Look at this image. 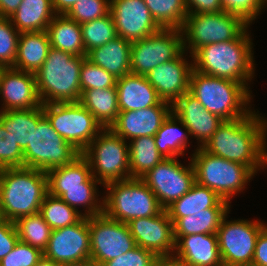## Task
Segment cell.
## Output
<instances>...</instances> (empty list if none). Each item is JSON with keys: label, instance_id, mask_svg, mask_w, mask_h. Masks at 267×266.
I'll list each match as a JSON object with an SVG mask.
<instances>
[{"label": "cell", "instance_id": "cell-6", "mask_svg": "<svg viewBox=\"0 0 267 266\" xmlns=\"http://www.w3.org/2000/svg\"><path fill=\"white\" fill-rule=\"evenodd\" d=\"M103 213L111 219L128 223L136 218L158 215L160 206L153 191L141 178H129L104 185Z\"/></svg>", "mask_w": 267, "mask_h": 266}, {"label": "cell", "instance_id": "cell-28", "mask_svg": "<svg viewBox=\"0 0 267 266\" xmlns=\"http://www.w3.org/2000/svg\"><path fill=\"white\" fill-rule=\"evenodd\" d=\"M50 48L46 31L20 33L17 57L12 68L35 74L43 65Z\"/></svg>", "mask_w": 267, "mask_h": 266}, {"label": "cell", "instance_id": "cell-5", "mask_svg": "<svg viewBox=\"0 0 267 266\" xmlns=\"http://www.w3.org/2000/svg\"><path fill=\"white\" fill-rule=\"evenodd\" d=\"M85 58L50 48L43 65L35 73L42 104L80 101V70Z\"/></svg>", "mask_w": 267, "mask_h": 266}, {"label": "cell", "instance_id": "cell-37", "mask_svg": "<svg viewBox=\"0 0 267 266\" xmlns=\"http://www.w3.org/2000/svg\"><path fill=\"white\" fill-rule=\"evenodd\" d=\"M144 2L161 28L182 29L188 14L185 0H144Z\"/></svg>", "mask_w": 267, "mask_h": 266}, {"label": "cell", "instance_id": "cell-51", "mask_svg": "<svg viewBox=\"0 0 267 266\" xmlns=\"http://www.w3.org/2000/svg\"><path fill=\"white\" fill-rule=\"evenodd\" d=\"M21 2L22 0H0V17H11Z\"/></svg>", "mask_w": 267, "mask_h": 266}, {"label": "cell", "instance_id": "cell-13", "mask_svg": "<svg viewBox=\"0 0 267 266\" xmlns=\"http://www.w3.org/2000/svg\"><path fill=\"white\" fill-rule=\"evenodd\" d=\"M180 29L161 28L131 45V73L146 76L160 64L175 59L183 51Z\"/></svg>", "mask_w": 267, "mask_h": 266}, {"label": "cell", "instance_id": "cell-9", "mask_svg": "<svg viewBox=\"0 0 267 266\" xmlns=\"http://www.w3.org/2000/svg\"><path fill=\"white\" fill-rule=\"evenodd\" d=\"M248 25L240 16L225 11L187 14L181 29L183 49L191 56L200 47L236 39Z\"/></svg>", "mask_w": 267, "mask_h": 266}, {"label": "cell", "instance_id": "cell-30", "mask_svg": "<svg viewBox=\"0 0 267 266\" xmlns=\"http://www.w3.org/2000/svg\"><path fill=\"white\" fill-rule=\"evenodd\" d=\"M55 16L51 0H22L9 18L18 32L22 33L46 31Z\"/></svg>", "mask_w": 267, "mask_h": 266}, {"label": "cell", "instance_id": "cell-31", "mask_svg": "<svg viewBox=\"0 0 267 266\" xmlns=\"http://www.w3.org/2000/svg\"><path fill=\"white\" fill-rule=\"evenodd\" d=\"M79 102L95 117L103 128H110L119 114L116 87L85 90L81 93Z\"/></svg>", "mask_w": 267, "mask_h": 266}, {"label": "cell", "instance_id": "cell-38", "mask_svg": "<svg viewBox=\"0 0 267 266\" xmlns=\"http://www.w3.org/2000/svg\"><path fill=\"white\" fill-rule=\"evenodd\" d=\"M14 223L19 241L39 248L42 252L46 249L52 229L40 213L21 217Z\"/></svg>", "mask_w": 267, "mask_h": 266}, {"label": "cell", "instance_id": "cell-39", "mask_svg": "<svg viewBox=\"0 0 267 266\" xmlns=\"http://www.w3.org/2000/svg\"><path fill=\"white\" fill-rule=\"evenodd\" d=\"M81 28L86 54L118 36L110 12L106 16L81 24Z\"/></svg>", "mask_w": 267, "mask_h": 266}, {"label": "cell", "instance_id": "cell-2", "mask_svg": "<svg viewBox=\"0 0 267 266\" xmlns=\"http://www.w3.org/2000/svg\"><path fill=\"white\" fill-rule=\"evenodd\" d=\"M248 29L234 40L198 48L191 55L193 69L208 76L240 82L249 90L248 82L255 76V60Z\"/></svg>", "mask_w": 267, "mask_h": 266}, {"label": "cell", "instance_id": "cell-12", "mask_svg": "<svg viewBox=\"0 0 267 266\" xmlns=\"http://www.w3.org/2000/svg\"><path fill=\"white\" fill-rule=\"evenodd\" d=\"M226 214L217 231L218 246L223 266L251 264L262 228L261 220H227Z\"/></svg>", "mask_w": 267, "mask_h": 266}, {"label": "cell", "instance_id": "cell-47", "mask_svg": "<svg viewBox=\"0 0 267 266\" xmlns=\"http://www.w3.org/2000/svg\"><path fill=\"white\" fill-rule=\"evenodd\" d=\"M159 257L148 249L140 246L105 262L102 266H154Z\"/></svg>", "mask_w": 267, "mask_h": 266}, {"label": "cell", "instance_id": "cell-20", "mask_svg": "<svg viewBox=\"0 0 267 266\" xmlns=\"http://www.w3.org/2000/svg\"><path fill=\"white\" fill-rule=\"evenodd\" d=\"M183 50L175 59L158 65L145 77L159 97L170 104L189 91L193 62L186 60Z\"/></svg>", "mask_w": 267, "mask_h": 266}, {"label": "cell", "instance_id": "cell-3", "mask_svg": "<svg viewBox=\"0 0 267 266\" xmlns=\"http://www.w3.org/2000/svg\"><path fill=\"white\" fill-rule=\"evenodd\" d=\"M47 194L45 171L27 167L0 169L1 218L16 222L21 217L39 213Z\"/></svg>", "mask_w": 267, "mask_h": 266}, {"label": "cell", "instance_id": "cell-42", "mask_svg": "<svg viewBox=\"0 0 267 266\" xmlns=\"http://www.w3.org/2000/svg\"><path fill=\"white\" fill-rule=\"evenodd\" d=\"M116 78L105 69L85 58L80 70L81 93L88 89L116 87Z\"/></svg>", "mask_w": 267, "mask_h": 266}, {"label": "cell", "instance_id": "cell-35", "mask_svg": "<svg viewBox=\"0 0 267 266\" xmlns=\"http://www.w3.org/2000/svg\"><path fill=\"white\" fill-rule=\"evenodd\" d=\"M130 178H141L163 159L154 136H142L129 141Z\"/></svg>", "mask_w": 267, "mask_h": 266}, {"label": "cell", "instance_id": "cell-45", "mask_svg": "<svg viewBox=\"0 0 267 266\" xmlns=\"http://www.w3.org/2000/svg\"><path fill=\"white\" fill-rule=\"evenodd\" d=\"M220 2L223 11L240 16L249 26L267 4V0H220Z\"/></svg>", "mask_w": 267, "mask_h": 266}, {"label": "cell", "instance_id": "cell-29", "mask_svg": "<svg viewBox=\"0 0 267 266\" xmlns=\"http://www.w3.org/2000/svg\"><path fill=\"white\" fill-rule=\"evenodd\" d=\"M46 32L52 48L75 56H87L83 45L81 25L66 14H56Z\"/></svg>", "mask_w": 267, "mask_h": 266}, {"label": "cell", "instance_id": "cell-33", "mask_svg": "<svg viewBox=\"0 0 267 266\" xmlns=\"http://www.w3.org/2000/svg\"><path fill=\"white\" fill-rule=\"evenodd\" d=\"M181 128H184L185 131L183 132ZM188 136H190L189 130L171 112L156 132L154 139L156 147L163 158H178V156L183 157L185 155L184 151L189 144Z\"/></svg>", "mask_w": 267, "mask_h": 266}, {"label": "cell", "instance_id": "cell-34", "mask_svg": "<svg viewBox=\"0 0 267 266\" xmlns=\"http://www.w3.org/2000/svg\"><path fill=\"white\" fill-rule=\"evenodd\" d=\"M229 212L230 208H207L183 218H170L174 236L217 234L223 217Z\"/></svg>", "mask_w": 267, "mask_h": 266}, {"label": "cell", "instance_id": "cell-36", "mask_svg": "<svg viewBox=\"0 0 267 266\" xmlns=\"http://www.w3.org/2000/svg\"><path fill=\"white\" fill-rule=\"evenodd\" d=\"M39 213L52 230L74 225L84 217L81 211L49 193L45 196Z\"/></svg>", "mask_w": 267, "mask_h": 266}, {"label": "cell", "instance_id": "cell-1", "mask_svg": "<svg viewBox=\"0 0 267 266\" xmlns=\"http://www.w3.org/2000/svg\"><path fill=\"white\" fill-rule=\"evenodd\" d=\"M258 113L254 110L246 117L223 121L202 148L246 165L256 175L267 166V118Z\"/></svg>", "mask_w": 267, "mask_h": 266}, {"label": "cell", "instance_id": "cell-14", "mask_svg": "<svg viewBox=\"0 0 267 266\" xmlns=\"http://www.w3.org/2000/svg\"><path fill=\"white\" fill-rule=\"evenodd\" d=\"M90 259L102 266L136 247L128 224L114 220L104 213L89 217Z\"/></svg>", "mask_w": 267, "mask_h": 266}, {"label": "cell", "instance_id": "cell-18", "mask_svg": "<svg viewBox=\"0 0 267 266\" xmlns=\"http://www.w3.org/2000/svg\"><path fill=\"white\" fill-rule=\"evenodd\" d=\"M127 224L137 246L153 251L158 257L173 256V222L166 210L155 216L133 219Z\"/></svg>", "mask_w": 267, "mask_h": 266}, {"label": "cell", "instance_id": "cell-26", "mask_svg": "<svg viewBox=\"0 0 267 266\" xmlns=\"http://www.w3.org/2000/svg\"><path fill=\"white\" fill-rule=\"evenodd\" d=\"M131 45L132 42L117 36L108 43L90 50L86 58L117 79L131 73Z\"/></svg>", "mask_w": 267, "mask_h": 266}, {"label": "cell", "instance_id": "cell-16", "mask_svg": "<svg viewBox=\"0 0 267 266\" xmlns=\"http://www.w3.org/2000/svg\"><path fill=\"white\" fill-rule=\"evenodd\" d=\"M43 255L57 264L90 259L89 217L78 223L52 230Z\"/></svg>", "mask_w": 267, "mask_h": 266}, {"label": "cell", "instance_id": "cell-21", "mask_svg": "<svg viewBox=\"0 0 267 266\" xmlns=\"http://www.w3.org/2000/svg\"><path fill=\"white\" fill-rule=\"evenodd\" d=\"M171 112L172 104L166 101L141 110L121 111L110 129L125 141L142 136H155Z\"/></svg>", "mask_w": 267, "mask_h": 266}, {"label": "cell", "instance_id": "cell-40", "mask_svg": "<svg viewBox=\"0 0 267 266\" xmlns=\"http://www.w3.org/2000/svg\"><path fill=\"white\" fill-rule=\"evenodd\" d=\"M97 189L99 188L65 189V193L60 198L76 210L79 208L77 206H83L85 209L83 216L93 217L103 213V197L98 198L100 195L97 194Z\"/></svg>", "mask_w": 267, "mask_h": 266}, {"label": "cell", "instance_id": "cell-4", "mask_svg": "<svg viewBox=\"0 0 267 266\" xmlns=\"http://www.w3.org/2000/svg\"><path fill=\"white\" fill-rule=\"evenodd\" d=\"M189 92L207 111L224 121L246 117L252 112L249 105L252 91L240 82L208 76L193 69Z\"/></svg>", "mask_w": 267, "mask_h": 266}, {"label": "cell", "instance_id": "cell-55", "mask_svg": "<svg viewBox=\"0 0 267 266\" xmlns=\"http://www.w3.org/2000/svg\"><path fill=\"white\" fill-rule=\"evenodd\" d=\"M35 266H60V265L54 262L53 260L45 257L44 255H42V257L38 260Z\"/></svg>", "mask_w": 267, "mask_h": 266}, {"label": "cell", "instance_id": "cell-50", "mask_svg": "<svg viewBox=\"0 0 267 266\" xmlns=\"http://www.w3.org/2000/svg\"><path fill=\"white\" fill-rule=\"evenodd\" d=\"M251 264L255 266H267V224L262 228L258 236Z\"/></svg>", "mask_w": 267, "mask_h": 266}, {"label": "cell", "instance_id": "cell-27", "mask_svg": "<svg viewBox=\"0 0 267 266\" xmlns=\"http://www.w3.org/2000/svg\"><path fill=\"white\" fill-rule=\"evenodd\" d=\"M230 206L227 200L222 199L212 189L195 182L187 193L165 210L169 218H183L207 208H230Z\"/></svg>", "mask_w": 267, "mask_h": 266}, {"label": "cell", "instance_id": "cell-32", "mask_svg": "<svg viewBox=\"0 0 267 266\" xmlns=\"http://www.w3.org/2000/svg\"><path fill=\"white\" fill-rule=\"evenodd\" d=\"M44 115L42 106L34 109L0 111V123L24 151L31 142L33 128Z\"/></svg>", "mask_w": 267, "mask_h": 266}, {"label": "cell", "instance_id": "cell-8", "mask_svg": "<svg viewBox=\"0 0 267 266\" xmlns=\"http://www.w3.org/2000/svg\"><path fill=\"white\" fill-rule=\"evenodd\" d=\"M81 154L102 186L130 178L128 142L110 128H104Z\"/></svg>", "mask_w": 267, "mask_h": 266}, {"label": "cell", "instance_id": "cell-52", "mask_svg": "<svg viewBox=\"0 0 267 266\" xmlns=\"http://www.w3.org/2000/svg\"><path fill=\"white\" fill-rule=\"evenodd\" d=\"M80 0H51L56 14H66Z\"/></svg>", "mask_w": 267, "mask_h": 266}, {"label": "cell", "instance_id": "cell-23", "mask_svg": "<svg viewBox=\"0 0 267 266\" xmlns=\"http://www.w3.org/2000/svg\"><path fill=\"white\" fill-rule=\"evenodd\" d=\"M173 257L187 266H223L217 234L174 236Z\"/></svg>", "mask_w": 267, "mask_h": 266}, {"label": "cell", "instance_id": "cell-56", "mask_svg": "<svg viewBox=\"0 0 267 266\" xmlns=\"http://www.w3.org/2000/svg\"><path fill=\"white\" fill-rule=\"evenodd\" d=\"M235 266H255L253 264H245V265H235Z\"/></svg>", "mask_w": 267, "mask_h": 266}, {"label": "cell", "instance_id": "cell-53", "mask_svg": "<svg viewBox=\"0 0 267 266\" xmlns=\"http://www.w3.org/2000/svg\"><path fill=\"white\" fill-rule=\"evenodd\" d=\"M154 266H187L183 262L172 257H159Z\"/></svg>", "mask_w": 267, "mask_h": 266}, {"label": "cell", "instance_id": "cell-44", "mask_svg": "<svg viewBox=\"0 0 267 266\" xmlns=\"http://www.w3.org/2000/svg\"><path fill=\"white\" fill-rule=\"evenodd\" d=\"M23 167V151L0 123V169Z\"/></svg>", "mask_w": 267, "mask_h": 266}, {"label": "cell", "instance_id": "cell-10", "mask_svg": "<svg viewBox=\"0 0 267 266\" xmlns=\"http://www.w3.org/2000/svg\"><path fill=\"white\" fill-rule=\"evenodd\" d=\"M42 108L54 130L80 153L104 129L80 102L42 104Z\"/></svg>", "mask_w": 267, "mask_h": 266}, {"label": "cell", "instance_id": "cell-25", "mask_svg": "<svg viewBox=\"0 0 267 266\" xmlns=\"http://www.w3.org/2000/svg\"><path fill=\"white\" fill-rule=\"evenodd\" d=\"M119 112L135 111L159 105L163 100L145 76L129 73L117 78Z\"/></svg>", "mask_w": 267, "mask_h": 266}, {"label": "cell", "instance_id": "cell-43", "mask_svg": "<svg viewBox=\"0 0 267 266\" xmlns=\"http://www.w3.org/2000/svg\"><path fill=\"white\" fill-rule=\"evenodd\" d=\"M110 12V0H80L66 15L80 25L103 16Z\"/></svg>", "mask_w": 267, "mask_h": 266}, {"label": "cell", "instance_id": "cell-41", "mask_svg": "<svg viewBox=\"0 0 267 266\" xmlns=\"http://www.w3.org/2000/svg\"><path fill=\"white\" fill-rule=\"evenodd\" d=\"M19 35L10 18L0 17V68L14 66Z\"/></svg>", "mask_w": 267, "mask_h": 266}, {"label": "cell", "instance_id": "cell-48", "mask_svg": "<svg viewBox=\"0 0 267 266\" xmlns=\"http://www.w3.org/2000/svg\"><path fill=\"white\" fill-rule=\"evenodd\" d=\"M18 241L15 223L2 218L0 220V260L15 247Z\"/></svg>", "mask_w": 267, "mask_h": 266}, {"label": "cell", "instance_id": "cell-46", "mask_svg": "<svg viewBox=\"0 0 267 266\" xmlns=\"http://www.w3.org/2000/svg\"><path fill=\"white\" fill-rule=\"evenodd\" d=\"M43 252L36 247L18 241L15 247L0 260V266H35Z\"/></svg>", "mask_w": 267, "mask_h": 266}, {"label": "cell", "instance_id": "cell-11", "mask_svg": "<svg viewBox=\"0 0 267 266\" xmlns=\"http://www.w3.org/2000/svg\"><path fill=\"white\" fill-rule=\"evenodd\" d=\"M24 167L48 170L71 163L81 153L61 137L43 115L23 151Z\"/></svg>", "mask_w": 267, "mask_h": 266}, {"label": "cell", "instance_id": "cell-49", "mask_svg": "<svg viewBox=\"0 0 267 266\" xmlns=\"http://www.w3.org/2000/svg\"><path fill=\"white\" fill-rule=\"evenodd\" d=\"M185 6L188 14L223 11L220 0H185Z\"/></svg>", "mask_w": 267, "mask_h": 266}, {"label": "cell", "instance_id": "cell-19", "mask_svg": "<svg viewBox=\"0 0 267 266\" xmlns=\"http://www.w3.org/2000/svg\"><path fill=\"white\" fill-rule=\"evenodd\" d=\"M0 111L34 109L42 106L34 73L12 67L0 68Z\"/></svg>", "mask_w": 267, "mask_h": 266}, {"label": "cell", "instance_id": "cell-24", "mask_svg": "<svg viewBox=\"0 0 267 266\" xmlns=\"http://www.w3.org/2000/svg\"><path fill=\"white\" fill-rule=\"evenodd\" d=\"M48 193L60 198L65 189L97 188L101 184L92 175L87 159L80 154L71 163L48 170Z\"/></svg>", "mask_w": 267, "mask_h": 266}, {"label": "cell", "instance_id": "cell-22", "mask_svg": "<svg viewBox=\"0 0 267 266\" xmlns=\"http://www.w3.org/2000/svg\"><path fill=\"white\" fill-rule=\"evenodd\" d=\"M172 112L186 126L190 136L199 140V147L205 145L224 121L207 111L189 91L172 104Z\"/></svg>", "mask_w": 267, "mask_h": 266}, {"label": "cell", "instance_id": "cell-17", "mask_svg": "<svg viewBox=\"0 0 267 266\" xmlns=\"http://www.w3.org/2000/svg\"><path fill=\"white\" fill-rule=\"evenodd\" d=\"M110 14L118 37L130 42L146 38L161 29L144 0H110Z\"/></svg>", "mask_w": 267, "mask_h": 266}, {"label": "cell", "instance_id": "cell-15", "mask_svg": "<svg viewBox=\"0 0 267 266\" xmlns=\"http://www.w3.org/2000/svg\"><path fill=\"white\" fill-rule=\"evenodd\" d=\"M177 159L165 158L141 177L164 210L187 193L195 183L191 160L188 166H184Z\"/></svg>", "mask_w": 267, "mask_h": 266}, {"label": "cell", "instance_id": "cell-7", "mask_svg": "<svg viewBox=\"0 0 267 266\" xmlns=\"http://www.w3.org/2000/svg\"><path fill=\"white\" fill-rule=\"evenodd\" d=\"M192 155L195 182L212 189L229 203L255 176L246 165L210 154L202 147H197Z\"/></svg>", "mask_w": 267, "mask_h": 266}, {"label": "cell", "instance_id": "cell-54", "mask_svg": "<svg viewBox=\"0 0 267 266\" xmlns=\"http://www.w3.org/2000/svg\"><path fill=\"white\" fill-rule=\"evenodd\" d=\"M60 266H94L91 259H84L81 261L67 262L60 264Z\"/></svg>", "mask_w": 267, "mask_h": 266}]
</instances>
